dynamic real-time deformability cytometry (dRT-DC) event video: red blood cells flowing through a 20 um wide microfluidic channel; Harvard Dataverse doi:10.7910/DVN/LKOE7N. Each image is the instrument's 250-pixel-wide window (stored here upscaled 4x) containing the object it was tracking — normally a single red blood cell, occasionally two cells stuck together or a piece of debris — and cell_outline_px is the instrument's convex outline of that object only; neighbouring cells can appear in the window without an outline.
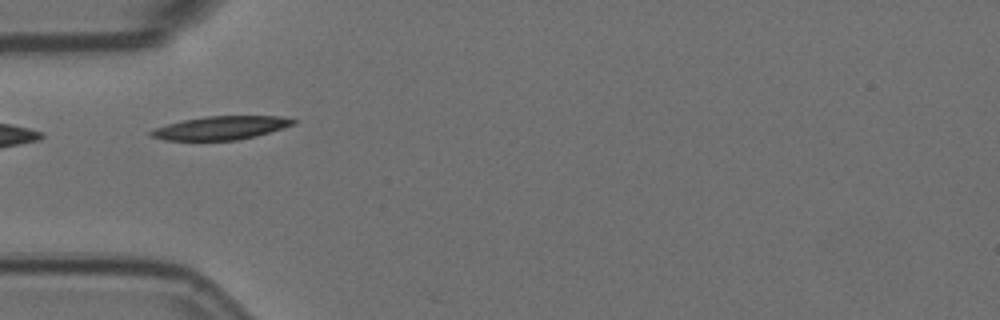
{"species": "Egyptian fruit bat (a non-hibernating species)", "species_latin": "Rousettus aegyptiacus", "temperature_condition": "room temperature", "stored_images_in_passage": 6, "camera_frame_rate_fps": 3000, "um_per_image_px": 0.085, "animal": {"sex": "female"}, "frame": {"image": 1, "passage_image": 4, "time_ms": 1.0, "image_size_px": [1000, 320], "cell_outline_px": [[296, 124], [256, 136], [240, 140], [164, 140], [148, 136], [148, 132], [156, 128], [168, 124], [184, 120], [204, 116], [284, 116], [296, 120]], "centroid_in_image_um": [18.78, 10.87], "position_along_channel_um": 66.2, "area_um2": 19.48}}
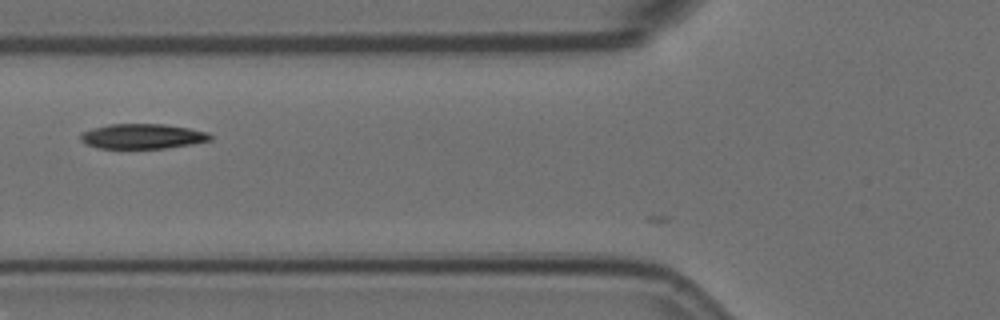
{"frame": {"image": 2, "passage_image": 5, "time_ms": 1.333, "image_size_px": [1000, 320], "cell_outline_px": [[212, 140], [192, 144], [164, 148], [96, 148], [84, 144], [80, 140], [80, 132], [92, 128], [108, 124], [164, 124], [188, 128], [208, 132], [212, 136]], "centroid_in_image_um": [12.07, 11.58], "position_along_channel_um": 113.7, "area_um2": 19.02}}